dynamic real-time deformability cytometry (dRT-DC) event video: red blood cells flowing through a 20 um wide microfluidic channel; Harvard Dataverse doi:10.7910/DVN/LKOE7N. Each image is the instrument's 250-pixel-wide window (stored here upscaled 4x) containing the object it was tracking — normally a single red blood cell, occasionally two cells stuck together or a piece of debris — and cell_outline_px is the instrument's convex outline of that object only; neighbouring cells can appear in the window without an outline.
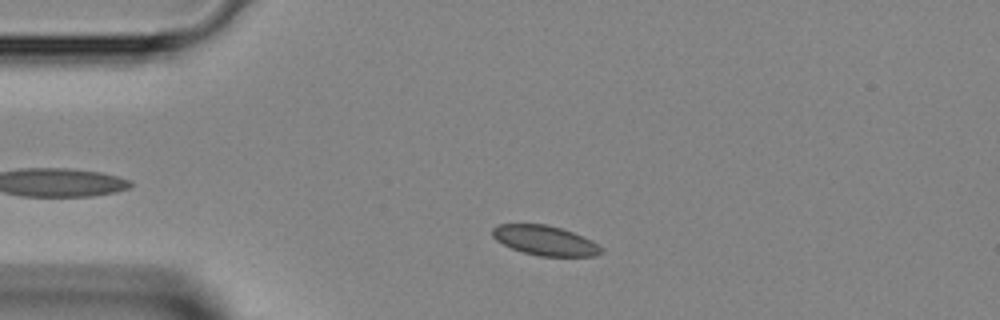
{"species": "Egyptian fruit bat (a non-hibernating species)", "species_latin": "Rousettus aegyptiacus", "temperature_condition": "room temperature", "stored_images_in_passage": 16, "camera_frame_rate_fps": 3000, "um_per_image_px": 0.085, "animal": {"sex": "female"}, "frame": {"image": 1, "passage_image": 10, "time_ms": 3.0, "image_size_px": [1000, 320], "cell_outline_px": [[604, 252], [596, 256], [540, 256], [524, 252], [512, 248], [496, 240], [492, 236], [492, 228], [500, 224], [544, 224], [560, 228], [572, 232], [592, 240], [604, 248]], "centroid_in_image_um": [46.36, 20.44], "position_along_channel_um": 38.6, "area_um2": 18.79}}
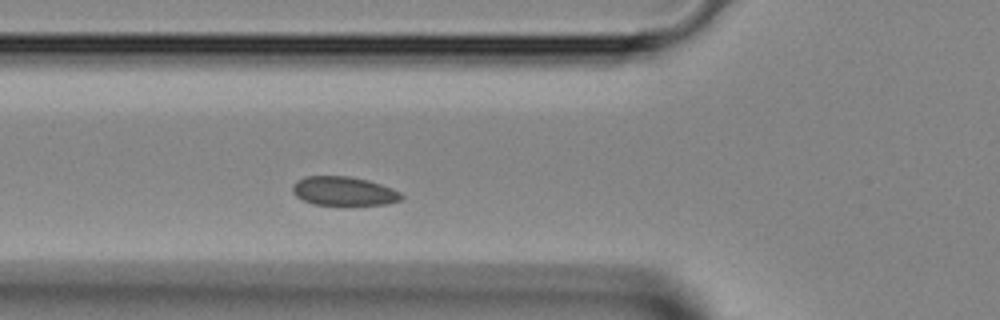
{"frame": {"image": 2, "passage_image": 16, "time_ms": 5.0, "image_size_px": [1000, 320], "cell_outline_px": [[404, 196], [400, 200], [388, 204], [312, 204], [296, 196], [292, 192], [292, 184], [296, 180], [304, 176], [348, 176], [368, 180], [392, 188], [400, 192]], "centroid_in_image_um": [29.19, 16.23], "position_along_channel_um": 96.6, "area_um2": 18.26}}